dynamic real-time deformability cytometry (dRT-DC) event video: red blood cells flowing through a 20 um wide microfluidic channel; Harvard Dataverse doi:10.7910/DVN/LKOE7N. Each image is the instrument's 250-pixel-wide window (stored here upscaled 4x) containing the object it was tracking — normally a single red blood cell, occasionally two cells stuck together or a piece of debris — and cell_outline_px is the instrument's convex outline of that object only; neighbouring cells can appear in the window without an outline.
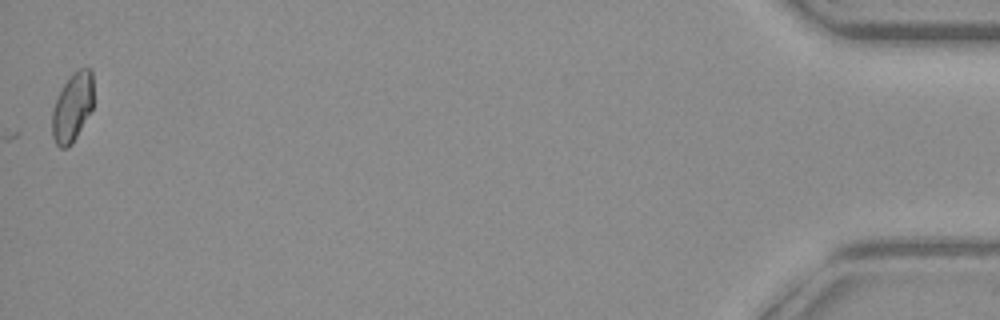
{"species": "common noctule bat (a hibernating species)", "species_latin": "Nyctalus noctula", "temperature_condition": "warm", "stored_images_in_passage": 44, "camera_frame_rate_fps": 3000, "um_per_image_px": 0.085, "animal": {"sex": "female", "body_mass_g": 19.3, "forearm_length_mm": 54.1}, "frame": {"image": 1, "passage_image": 44, "time_ms": 14.333, "image_size_px": [1000, 320], "cell_outline_px": [[92, 108], [72, 144], [68, 148], [60, 148], [56, 144], [52, 136], [52, 108], [64, 84], [80, 68], [92, 68]], "centroid_in_image_um": [6.14, 9.16], "position_along_channel_um": 429.1, "area_um2": 16.24}}